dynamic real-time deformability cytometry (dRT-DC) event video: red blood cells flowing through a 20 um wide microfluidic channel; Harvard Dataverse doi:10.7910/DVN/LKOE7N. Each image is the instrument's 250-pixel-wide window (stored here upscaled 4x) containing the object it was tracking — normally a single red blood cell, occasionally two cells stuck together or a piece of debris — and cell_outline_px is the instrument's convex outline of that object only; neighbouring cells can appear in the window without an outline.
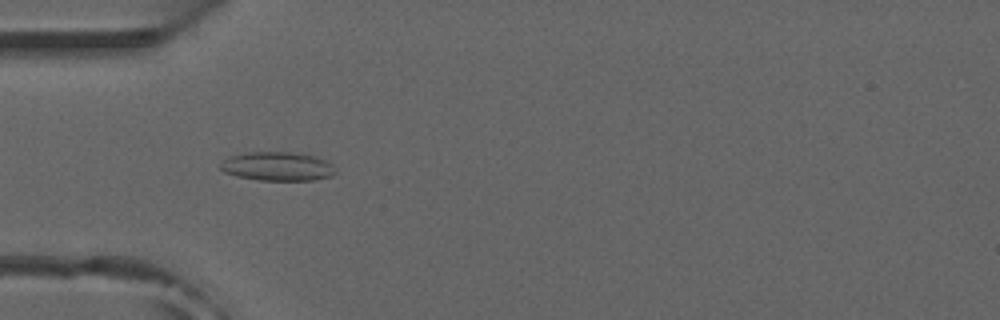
{"species": "common noctule bat (a hibernating species)", "species_latin": "Nyctalus noctula", "temperature_condition": "room temperature", "stored_images_in_passage": 52, "camera_frame_rate_fps": 3000, "um_per_image_px": 0.085, "animal": {"sex": "male", "forearm_length_mm": 52.5}, "frame": {"image": 1, "passage_image": 16, "time_ms": 5.0, "image_size_px": [1000, 320], "cell_outline_px": [[336, 172], [332, 176], [312, 180], [260, 180], [236, 176], [224, 172], [220, 168], [220, 164], [224, 160], [232, 156], [248, 152], [288, 152], [312, 156], [324, 160], [332, 164]], "centroid_in_image_um": [23.58, 14.15], "position_along_channel_um": 61.4, "area_um2": 19.07}}
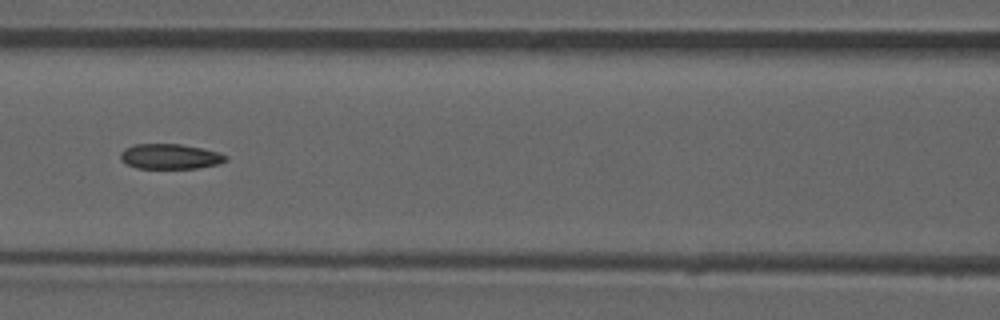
{"frame": {"image": 2, "passage_image": 23, "time_ms": 7.333, "image_size_px": [1000, 320], "cell_outline_px": [[228, 160], [220, 164], [196, 168], [136, 168], [120, 160], [120, 152], [124, 148], [136, 144], [180, 144], [204, 148], [220, 152], [228, 156]], "centroid_in_image_um": [14.49, 13.29], "position_along_channel_um": 152.1, "area_um2": 15.61}, "authors_computed_cell_mechanics": {"area_um2": 16.1262, "velocity_mm_per_s": 3.9549, "shape_relaxation_time_tau1_ms": null, "shape_relaxation_time_tau2_ms": 4.4682, "deformation_change_tau1": null, "deformation_change_tau2": 0.1088}}